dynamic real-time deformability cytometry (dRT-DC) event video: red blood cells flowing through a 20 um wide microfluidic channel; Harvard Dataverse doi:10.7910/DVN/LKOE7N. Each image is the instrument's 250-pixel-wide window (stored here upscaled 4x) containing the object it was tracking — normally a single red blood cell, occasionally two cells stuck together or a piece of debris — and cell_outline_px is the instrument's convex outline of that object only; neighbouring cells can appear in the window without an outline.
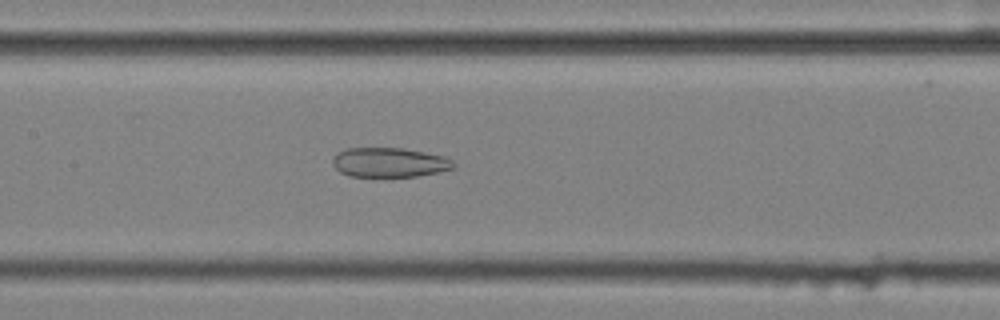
{"species": "common noctule bat (a hibernating species)", "species_latin": "Nyctalus noctula", "temperature_condition": "cold", "stored_images_in_passage": 52, "camera_frame_rate_fps": 3000, "um_per_image_px": 0.085, "animal": {"sex": "female", "body_mass_g": 25.1}, "frame": {"image": 1, "passage_image": 23, "time_ms": 7.333, "image_size_px": [1000, 320], "cell_outline_px": [[456, 164], [452, 168], [436, 172], [416, 176], [348, 176], [340, 172], [332, 164], [332, 156], [344, 148], [404, 148], [444, 156], [452, 160]], "centroid_in_image_um": [33.05, 13.79], "position_along_channel_um": 174.4, "area_um2": 20.75}}
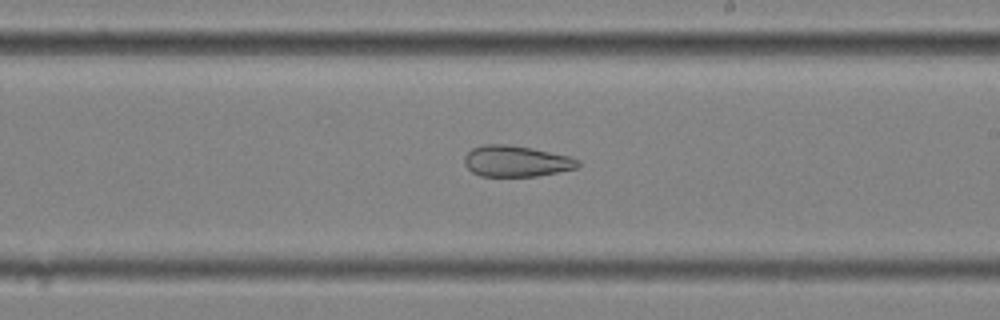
{"frame": {"image": 2, "passage_image": 29, "time_ms": 9.333, "image_size_px": [1000, 320], "cell_outline_px": [[580, 164], [576, 168], [536, 176], [480, 176], [472, 172], [464, 164], [464, 156], [472, 148], [484, 144], [508, 144], [532, 148], [568, 156], [580, 160]], "centroid_in_image_um": [43.84, 13.69], "position_along_channel_um": 245.2, "area_um2": 20.52}}
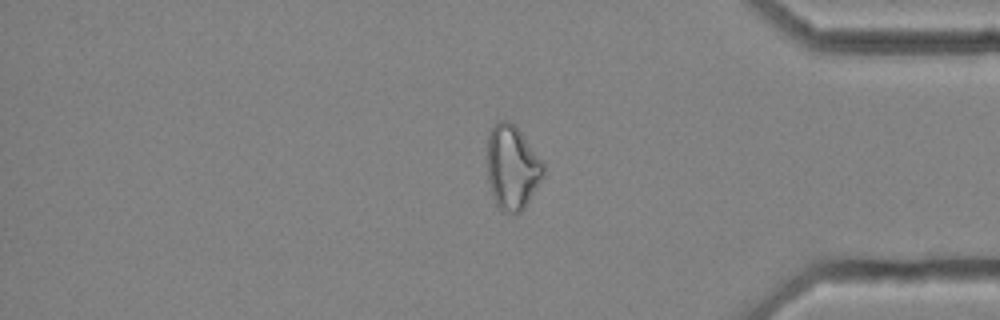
{"frame": {"image": 3, "passage_image": 43, "time_ms": 14.0, "image_size_px": [1000, 320], "cell_outline_px": [[544, 176], [524, 208], [516, 216], [512, 216], [496, 208], [492, 196], [488, 180], [488, 136], [496, 120], [508, 120], [520, 132], [544, 164]], "centroid_in_image_um": [43.52, 14.3], "position_along_channel_um": 391.7, "area_um2": 27.63}, "authors_computed_cell_mechanics": {"area_um2": 27.744, "velocity_mm_per_s": 3.5531, "shape_relaxation_time_tau1_ms": null, "shape_relaxation_time_tau2_ms": 4.5713, "deformation_change_tau1": null, "deformation_change_tau2": 0.1348}}